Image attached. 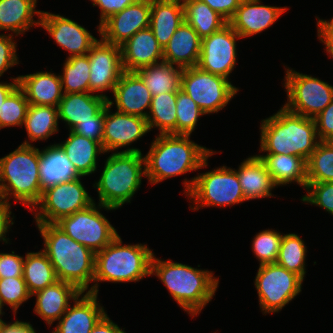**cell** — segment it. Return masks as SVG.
Segmentation results:
<instances>
[{"mask_svg": "<svg viewBox=\"0 0 333 333\" xmlns=\"http://www.w3.org/2000/svg\"><path fill=\"white\" fill-rule=\"evenodd\" d=\"M282 238L283 234L272 229L260 231L254 236L252 250L259 265L276 263Z\"/></svg>", "mask_w": 333, "mask_h": 333, "instance_id": "7bdbcfd3", "label": "cell"}, {"mask_svg": "<svg viewBox=\"0 0 333 333\" xmlns=\"http://www.w3.org/2000/svg\"><path fill=\"white\" fill-rule=\"evenodd\" d=\"M104 165L100 179L93 185L98 192L99 204L118 209L131 203L132 196L142 184V176H146L142 151L128 147L114 152Z\"/></svg>", "mask_w": 333, "mask_h": 333, "instance_id": "8992f818", "label": "cell"}, {"mask_svg": "<svg viewBox=\"0 0 333 333\" xmlns=\"http://www.w3.org/2000/svg\"><path fill=\"white\" fill-rule=\"evenodd\" d=\"M306 253L304 241L297 234H283L276 263L304 280Z\"/></svg>", "mask_w": 333, "mask_h": 333, "instance_id": "f35d334b", "label": "cell"}, {"mask_svg": "<svg viewBox=\"0 0 333 333\" xmlns=\"http://www.w3.org/2000/svg\"><path fill=\"white\" fill-rule=\"evenodd\" d=\"M306 165L307 183L333 181V141H320Z\"/></svg>", "mask_w": 333, "mask_h": 333, "instance_id": "ab89813d", "label": "cell"}, {"mask_svg": "<svg viewBox=\"0 0 333 333\" xmlns=\"http://www.w3.org/2000/svg\"><path fill=\"white\" fill-rule=\"evenodd\" d=\"M287 10V7L261 5L260 0H243L228 23L241 38H246L269 28Z\"/></svg>", "mask_w": 333, "mask_h": 333, "instance_id": "ffe728a7", "label": "cell"}, {"mask_svg": "<svg viewBox=\"0 0 333 333\" xmlns=\"http://www.w3.org/2000/svg\"><path fill=\"white\" fill-rule=\"evenodd\" d=\"M40 26L51 35L60 48L69 52L68 57L87 55L99 40L83 26L60 14L42 11Z\"/></svg>", "mask_w": 333, "mask_h": 333, "instance_id": "e0dca14e", "label": "cell"}, {"mask_svg": "<svg viewBox=\"0 0 333 333\" xmlns=\"http://www.w3.org/2000/svg\"><path fill=\"white\" fill-rule=\"evenodd\" d=\"M3 323H4V321L0 318V330H1Z\"/></svg>", "mask_w": 333, "mask_h": 333, "instance_id": "94428289", "label": "cell"}, {"mask_svg": "<svg viewBox=\"0 0 333 333\" xmlns=\"http://www.w3.org/2000/svg\"><path fill=\"white\" fill-rule=\"evenodd\" d=\"M2 309H3V307H2L1 304H0V317H1V315L4 314V312H2Z\"/></svg>", "mask_w": 333, "mask_h": 333, "instance_id": "91938a15", "label": "cell"}, {"mask_svg": "<svg viewBox=\"0 0 333 333\" xmlns=\"http://www.w3.org/2000/svg\"><path fill=\"white\" fill-rule=\"evenodd\" d=\"M260 151L267 154L296 155L306 161L320 142L313 118L292 113L281 107L261 121Z\"/></svg>", "mask_w": 333, "mask_h": 333, "instance_id": "277c9868", "label": "cell"}, {"mask_svg": "<svg viewBox=\"0 0 333 333\" xmlns=\"http://www.w3.org/2000/svg\"><path fill=\"white\" fill-rule=\"evenodd\" d=\"M123 70L135 72L163 61V48L150 27L139 30L121 45Z\"/></svg>", "mask_w": 333, "mask_h": 333, "instance_id": "44dd1931", "label": "cell"}, {"mask_svg": "<svg viewBox=\"0 0 333 333\" xmlns=\"http://www.w3.org/2000/svg\"><path fill=\"white\" fill-rule=\"evenodd\" d=\"M181 90L189 95L205 114L222 110L239 91L229 79L203 71L198 66L183 70Z\"/></svg>", "mask_w": 333, "mask_h": 333, "instance_id": "7c38bea8", "label": "cell"}, {"mask_svg": "<svg viewBox=\"0 0 333 333\" xmlns=\"http://www.w3.org/2000/svg\"><path fill=\"white\" fill-rule=\"evenodd\" d=\"M185 22L198 33L201 38L220 30L228 22L206 3L198 0H182Z\"/></svg>", "mask_w": 333, "mask_h": 333, "instance_id": "e575fe53", "label": "cell"}, {"mask_svg": "<svg viewBox=\"0 0 333 333\" xmlns=\"http://www.w3.org/2000/svg\"><path fill=\"white\" fill-rule=\"evenodd\" d=\"M241 36L227 23L220 30L202 38L197 66L203 71L229 78L236 65V40Z\"/></svg>", "mask_w": 333, "mask_h": 333, "instance_id": "5bb4252c", "label": "cell"}, {"mask_svg": "<svg viewBox=\"0 0 333 333\" xmlns=\"http://www.w3.org/2000/svg\"><path fill=\"white\" fill-rule=\"evenodd\" d=\"M201 43L202 38L184 21L163 48V61L183 69L197 66Z\"/></svg>", "mask_w": 333, "mask_h": 333, "instance_id": "cb8c5ba5", "label": "cell"}, {"mask_svg": "<svg viewBox=\"0 0 333 333\" xmlns=\"http://www.w3.org/2000/svg\"><path fill=\"white\" fill-rule=\"evenodd\" d=\"M18 80L29 104L58 107L63 97L60 75L41 71L21 75Z\"/></svg>", "mask_w": 333, "mask_h": 333, "instance_id": "484cf974", "label": "cell"}, {"mask_svg": "<svg viewBox=\"0 0 333 333\" xmlns=\"http://www.w3.org/2000/svg\"><path fill=\"white\" fill-rule=\"evenodd\" d=\"M258 156L265 163L276 186L296 182L306 189L307 165L304 158L286 154H258Z\"/></svg>", "mask_w": 333, "mask_h": 333, "instance_id": "1f68e13d", "label": "cell"}, {"mask_svg": "<svg viewBox=\"0 0 333 333\" xmlns=\"http://www.w3.org/2000/svg\"><path fill=\"white\" fill-rule=\"evenodd\" d=\"M209 5L215 12L229 22L243 0H198Z\"/></svg>", "mask_w": 333, "mask_h": 333, "instance_id": "816d5d0a", "label": "cell"}, {"mask_svg": "<svg viewBox=\"0 0 333 333\" xmlns=\"http://www.w3.org/2000/svg\"><path fill=\"white\" fill-rule=\"evenodd\" d=\"M60 75L63 94L90 92L88 55L67 57Z\"/></svg>", "mask_w": 333, "mask_h": 333, "instance_id": "74e56055", "label": "cell"}, {"mask_svg": "<svg viewBox=\"0 0 333 333\" xmlns=\"http://www.w3.org/2000/svg\"><path fill=\"white\" fill-rule=\"evenodd\" d=\"M304 280L277 263L259 265L255 287L264 314L277 313L299 295Z\"/></svg>", "mask_w": 333, "mask_h": 333, "instance_id": "8fae6325", "label": "cell"}, {"mask_svg": "<svg viewBox=\"0 0 333 333\" xmlns=\"http://www.w3.org/2000/svg\"><path fill=\"white\" fill-rule=\"evenodd\" d=\"M113 101L108 99L105 106L104 132L102 147L105 153L116 151L119 148L130 146L146 133L150 132L148 121L145 118L110 111Z\"/></svg>", "mask_w": 333, "mask_h": 333, "instance_id": "ac0fdd59", "label": "cell"}, {"mask_svg": "<svg viewBox=\"0 0 333 333\" xmlns=\"http://www.w3.org/2000/svg\"><path fill=\"white\" fill-rule=\"evenodd\" d=\"M307 194L301 199L304 203L320 206L333 215V181L307 183Z\"/></svg>", "mask_w": 333, "mask_h": 333, "instance_id": "f6af8a7d", "label": "cell"}, {"mask_svg": "<svg viewBox=\"0 0 333 333\" xmlns=\"http://www.w3.org/2000/svg\"><path fill=\"white\" fill-rule=\"evenodd\" d=\"M39 174L42 191L58 183L80 177L58 143L40 151Z\"/></svg>", "mask_w": 333, "mask_h": 333, "instance_id": "f1b7e54d", "label": "cell"}, {"mask_svg": "<svg viewBox=\"0 0 333 333\" xmlns=\"http://www.w3.org/2000/svg\"><path fill=\"white\" fill-rule=\"evenodd\" d=\"M184 21L182 0H151L150 28L162 48Z\"/></svg>", "mask_w": 333, "mask_h": 333, "instance_id": "83f0119b", "label": "cell"}, {"mask_svg": "<svg viewBox=\"0 0 333 333\" xmlns=\"http://www.w3.org/2000/svg\"><path fill=\"white\" fill-rule=\"evenodd\" d=\"M106 94L69 93L63 94L58 104V118L66 122L71 131L78 123L92 120L107 104Z\"/></svg>", "mask_w": 333, "mask_h": 333, "instance_id": "d4e9b609", "label": "cell"}, {"mask_svg": "<svg viewBox=\"0 0 333 333\" xmlns=\"http://www.w3.org/2000/svg\"><path fill=\"white\" fill-rule=\"evenodd\" d=\"M284 87L288 111L307 118H315L333 100V86L319 78L286 69Z\"/></svg>", "mask_w": 333, "mask_h": 333, "instance_id": "30bf717a", "label": "cell"}, {"mask_svg": "<svg viewBox=\"0 0 333 333\" xmlns=\"http://www.w3.org/2000/svg\"><path fill=\"white\" fill-rule=\"evenodd\" d=\"M213 150L190 140V135L159 134L145 157L146 176L151 184L208 166Z\"/></svg>", "mask_w": 333, "mask_h": 333, "instance_id": "6da1fadb", "label": "cell"}, {"mask_svg": "<svg viewBox=\"0 0 333 333\" xmlns=\"http://www.w3.org/2000/svg\"><path fill=\"white\" fill-rule=\"evenodd\" d=\"M206 115L196 102L184 91H177L176 99V135H191L197 126L199 117Z\"/></svg>", "mask_w": 333, "mask_h": 333, "instance_id": "b9f144b4", "label": "cell"}, {"mask_svg": "<svg viewBox=\"0 0 333 333\" xmlns=\"http://www.w3.org/2000/svg\"><path fill=\"white\" fill-rule=\"evenodd\" d=\"M116 210L95 201L87 208L63 217L55 224L76 242L89 248L95 254L111 243L118 233L100 209ZM99 209V210H98Z\"/></svg>", "mask_w": 333, "mask_h": 333, "instance_id": "9c48e42d", "label": "cell"}, {"mask_svg": "<svg viewBox=\"0 0 333 333\" xmlns=\"http://www.w3.org/2000/svg\"><path fill=\"white\" fill-rule=\"evenodd\" d=\"M37 0H0V30L25 34L32 26H40L42 11L35 10ZM38 16L34 20V15Z\"/></svg>", "mask_w": 333, "mask_h": 333, "instance_id": "4dcf8cb0", "label": "cell"}, {"mask_svg": "<svg viewBox=\"0 0 333 333\" xmlns=\"http://www.w3.org/2000/svg\"><path fill=\"white\" fill-rule=\"evenodd\" d=\"M114 102L118 112L147 118L152 95L135 72L124 71L113 90Z\"/></svg>", "mask_w": 333, "mask_h": 333, "instance_id": "7402d4cb", "label": "cell"}, {"mask_svg": "<svg viewBox=\"0 0 333 333\" xmlns=\"http://www.w3.org/2000/svg\"><path fill=\"white\" fill-rule=\"evenodd\" d=\"M105 107L92 120L78 123L71 131L102 144Z\"/></svg>", "mask_w": 333, "mask_h": 333, "instance_id": "bcb514c9", "label": "cell"}, {"mask_svg": "<svg viewBox=\"0 0 333 333\" xmlns=\"http://www.w3.org/2000/svg\"><path fill=\"white\" fill-rule=\"evenodd\" d=\"M11 205H8L3 200L0 199V241L8 244L9 238L6 237V233H8V229H10V225H13V218H10Z\"/></svg>", "mask_w": 333, "mask_h": 333, "instance_id": "db71d44e", "label": "cell"}, {"mask_svg": "<svg viewBox=\"0 0 333 333\" xmlns=\"http://www.w3.org/2000/svg\"><path fill=\"white\" fill-rule=\"evenodd\" d=\"M318 38L325 44V50L333 48V17L330 20H323L318 18L317 20Z\"/></svg>", "mask_w": 333, "mask_h": 333, "instance_id": "f5cc1de1", "label": "cell"}, {"mask_svg": "<svg viewBox=\"0 0 333 333\" xmlns=\"http://www.w3.org/2000/svg\"><path fill=\"white\" fill-rule=\"evenodd\" d=\"M327 53H329V57H332L333 58V48L332 49H329V50H326Z\"/></svg>", "mask_w": 333, "mask_h": 333, "instance_id": "680465c9", "label": "cell"}, {"mask_svg": "<svg viewBox=\"0 0 333 333\" xmlns=\"http://www.w3.org/2000/svg\"><path fill=\"white\" fill-rule=\"evenodd\" d=\"M94 202L81 182V176L58 183L43 190L38 204L33 210L36 223H56L63 217L87 208ZM39 208V212H38Z\"/></svg>", "mask_w": 333, "mask_h": 333, "instance_id": "4fadbf2b", "label": "cell"}, {"mask_svg": "<svg viewBox=\"0 0 333 333\" xmlns=\"http://www.w3.org/2000/svg\"><path fill=\"white\" fill-rule=\"evenodd\" d=\"M153 251L145 244L122 245L118 235L103 250L95 254L93 286L88 292L98 294V282H138L151 272Z\"/></svg>", "mask_w": 333, "mask_h": 333, "instance_id": "52a82bcc", "label": "cell"}, {"mask_svg": "<svg viewBox=\"0 0 333 333\" xmlns=\"http://www.w3.org/2000/svg\"><path fill=\"white\" fill-rule=\"evenodd\" d=\"M212 271L189 265L161 260L153 254L151 275H156L166 286L170 295L191 317L199 314L211 301L218 288L219 279Z\"/></svg>", "mask_w": 333, "mask_h": 333, "instance_id": "7a4b0ae2", "label": "cell"}, {"mask_svg": "<svg viewBox=\"0 0 333 333\" xmlns=\"http://www.w3.org/2000/svg\"><path fill=\"white\" fill-rule=\"evenodd\" d=\"M83 293L73 300L74 305L67 308L52 333H90L106 314L103 306L97 302L98 294Z\"/></svg>", "mask_w": 333, "mask_h": 333, "instance_id": "d6986e66", "label": "cell"}, {"mask_svg": "<svg viewBox=\"0 0 333 333\" xmlns=\"http://www.w3.org/2000/svg\"><path fill=\"white\" fill-rule=\"evenodd\" d=\"M58 109L54 106L32 105L27 110L24 127L31 142L47 140L59 131Z\"/></svg>", "mask_w": 333, "mask_h": 333, "instance_id": "d590c367", "label": "cell"}, {"mask_svg": "<svg viewBox=\"0 0 333 333\" xmlns=\"http://www.w3.org/2000/svg\"><path fill=\"white\" fill-rule=\"evenodd\" d=\"M40 150L25 140L0 158V199L8 205L10 196L32 212L42 196L39 174Z\"/></svg>", "mask_w": 333, "mask_h": 333, "instance_id": "5b68a950", "label": "cell"}, {"mask_svg": "<svg viewBox=\"0 0 333 333\" xmlns=\"http://www.w3.org/2000/svg\"><path fill=\"white\" fill-rule=\"evenodd\" d=\"M79 294L81 291L76 286L58 280L31 295L37 296L34 312L51 326L66 312L70 300H75Z\"/></svg>", "mask_w": 333, "mask_h": 333, "instance_id": "603a6c76", "label": "cell"}, {"mask_svg": "<svg viewBox=\"0 0 333 333\" xmlns=\"http://www.w3.org/2000/svg\"><path fill=\"white\" fill-rule=\"evenodd\" d=\"M81 177L89 176L97 170V156L105 153L102 144L69 131V137L58 143Z\"/></svg>", "mask_w": 333, "mask_h": 333, "instance_id": "f546056e", "label": "cell"}, {"mask_svg": "<svg viewBox=\"0 0 333 333\" xmlns=\"http://www.w3.org/2000/svg\"><path fill=\"white\" fill-rule=\"evenodd\" d=\"M314 120L318 139L320 141H333V100Z\"/></svg>", "mask_w": 333, "mask_h": 333, "instance_id": "681fc988", "label": "cell"}, {"mask_svg": "<svg viewBox=\"0 0 333 333\" xmlns=\"http://www.w3.org/2000/svg\"><path fill=\"white\" fill-rule=\"evenodd\" d=\"M236 172L246 201L271 197V191L277 187L258 155L244 159Z\"/></svg>", "mask_w": 333, "mask_h": 333, "instance_id": "4316f807", "label": "cell"}, {"mask_svg": "<svg viewBox=\"0 0 333 333\" xmlns=\"http://www.w3.org/2000/svg\"><path fill=\"white\" fill-rule=\"evenodd\" d=\"M23 278L31 295L58 281L54 267L43 250L26 254Z\"/></svg>", "mask_w": 333, "mask_h": 333, "instance_id": "836d02e7", "label": "cell"}, {"mask_svg": "<svg viewBox=\"0 0 333 333\" xmlns=\"http://www.w3.org/2000/svg\"><path fill=\"white\" fill-rule=\"evenodd\" d=\"M93 6H98L100 8V22L98 25V32L99 26L107 20L112 15L121 12L127 6L135 3L137 0H90Z\"/></svg>", "mask_w": 333, "mask_h": 333, "instance_id": "f907efd6", "label": "cell"}, {"mask_svg": "<svg viewBox=\"0 0 333 333\" xmlns=\"http://www.w3.org/2000/svg\"><path fill=\"white\" fill-rule=\"evenodd\" d=\"M151 0H137L99 26L101 39L121 46L139 30L150 27Z\"/></svg>", "mask_w": 333, "mask_h": 333, "instance_id": "2e32d148", "label": "cell"}, {"mask_svg": "<svg viewBox=\"0 0 333 333\" xmlns=\"http://www.w3.org/2000/svg\"><path fill=\"white\" fill-rule=\"evenodd\" d=\"M164 61L145 66L135 71L152 96L181 90L183 68Z\"/></svg>", "mask_w": 333, "mask_h": 333, "instance_id": "d6a6232c", "label": "cell"}, {"mask_svg": "<svg viewBox=\"0 0 333 333\" xmlns=\"http://www.w3.org/2000/svg\"><path fill=\"white\" fill-rule=\"evenodd\" d=\"M185 195L192 200V210L210 206H230L246 201L235 169L221 166L184 179ZM195 205V206H194Z\"/></svg>", "mask_w": 333, "mask_h": 333, "instance_id": "ba28073f", "label": "cell"}, {"mask_svg": "<svg viewBox=\"0 0 333 333\" xmlns=\"http://www.w3.org/2000/svg\"><path fill=\"white\" fill-rule=\"evenodd\" d=\"M24 257L12 253H0V278L23 277Z\"/></svg>", "mask_w": 333, "mask_h": 333, "instance_id": "c3c4849f", "label": "cell"}, {"mask_svg": "<svg viewBox=\"0 0 333 333\" xmlns=\"http://www.w3.org/2000/svg\"><path fill=\"white\" fill-rule=\"evenodd\" d=\"M44 239L43 251L54 267L58 280L88 290L94 278L95 253L73 240L55 223H36Z\"/></svg>", "mask_w": 333, "mask_h": 333, "instance_id": "3957f363", "label": "cell"}, {"mask_svg": "<svg viewBox=\"0 0 333 333\" xmlns=\"http://www.w3.org/2000/svg\"><path fill=\"white\" fill-rule=\"evenodd\" d=\"M90 93H103L111 90L118 83L124 72L121 46L110 44L100 38L89 50Z\"/></svg>", "mask_w": 333, "mask_h": 333, "instance_id": "9a60e30c", "label": "cell"}, {"mask_svg": "<svg viewBox=\"0 0 333 333\" xmlns=\"http://www.w3.org/2000/svg\"><path fill=\"white\" fill-rule=\"evenodd\" d=\"M0 333H36V331L29 322L16 320L9 324L4 322Z\"/></svg>", "mask_w": 333, "mask_h": 333, "instance_id": "9f6ffc18", "label": "cell"}, {"mask_svg": "<svg viewBox=\"0 0 333 333\" xmlns=\"http://www.w3.org/2000/svg\"><path fill=\"white\" fill-rule=\"evenodd\" d=\"M13 35H0V77L10 67L19 64V60L16 54V43L13 40Z\"/></svg>", "mask_w": 333, "mask_h": 333, "instance_id": "7dc6e473", "label": "cell"}, {"mask_svg": "<svg viewBox=\"0 0 333 333\" xmlns=\"http://www.w3.org/2000/svg\"><path fill=\"white\" fill-rule=\"evenodd\" d=\"M177 92H166L152 96L146 120L151 131L159 128V134L176 135Z\"/></svg>", "mask_w": 333, "mask_h": 333, "instance_id": "8d00e7d4", "label": "cell"}, {"mask_svg": "<svg viewBox=\"0 0 333 333\" xmlns=\"http://www.w3.org/2000/svg\"><path fill=\"white\" fill-rule=\"evenodd\" d=\"M29 102L25 92L18 85L0 106V129L24 124Z\"/></svg>", "mask_w": 333, "mask_h": 333, "instance_id": "60d3db41", "label": "cell"}, {"mask_svg": "<svg viewBox=\"0 0 333 333\" xmlns=\"http://www.w3.org/2000/svg\"><path fill=\"white\" fill-rule=\"evenodd\" d=\"M19 76L16 78H11L13 82L4 83L0 82V106L5 101V99L8 97V95L19 85Z\"/></svg>", "mask_w": 333, "mask_h": 333, "instance_id": "6f0895ef", "label": "cell"}, {"mask_svg": "<svg viewBox=\"0 0 333 333\" xmlns=\"http://www.w3.org/2000/svg\"><path fill=\"white\" fill-rule=\"evenodd\" d=\"M90 333H126L105 314Z\"/></svg>", "mask_w": 333, "mask_h": 333, "instance_id": "11a10c76", "label": "cell"}, {"mask_svg": "<svg viewBox=\"0 0 333 333\" xmlns=\"http://www.w3.org/2000/svg\"><path fill=\"white\" fill-rule=\"evenodd\" d=\"M23 277L0 278V304L9 305L14 316L18 308L31 298Z\"/></svg>", "mask_w": 333, "mask_h": 333, "instance_id": "ee69618b", "label": "cell"}]
</instances>
